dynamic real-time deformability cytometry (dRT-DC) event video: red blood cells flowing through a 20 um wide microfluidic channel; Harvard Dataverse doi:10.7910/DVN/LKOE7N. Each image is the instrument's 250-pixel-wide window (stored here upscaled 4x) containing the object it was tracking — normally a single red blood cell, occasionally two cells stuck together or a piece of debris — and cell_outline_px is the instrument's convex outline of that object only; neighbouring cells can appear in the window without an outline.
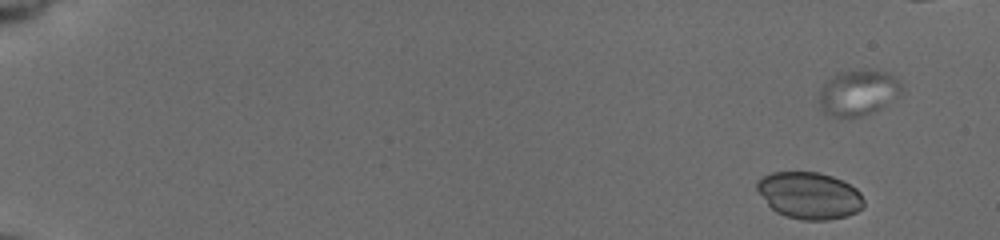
{"species": "common noctule bat (a hibernating species)", "species_latin": "Nyctalus noctula", "temperature_condition": "cold", "stored_images_in_passage": 52, "camera_frame_rate_fps": 3000, "um_per_image_px": 0.085, "animal": {"sex": "female", "body_mass_g": 19.5, "forearm_length_mm": 54.1}, "frame": {"image": 1, "passage_image": 5, "time_ms": 1.333, "image_size_px": [1000, 240], "cell_outline_px": [[864, 204], [856, 212], [844, 216], [828, 220], [804, 220], [784, 216], [776, 212], [768, 204], [756, 188], [756, 184], [764, 176], [772, 172], [816, 172], [832, 176], [856, 188], [860, 192], [864, 200]], "centroid_in_image_um": [68.8, 16.62], "position_along_channel_um": 16.2, "area_um2": 28.84}}
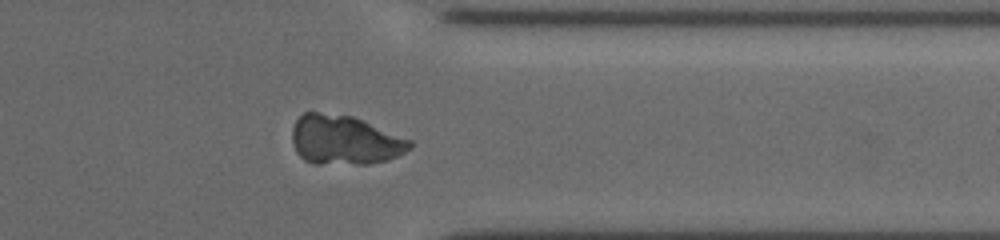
{"frame": {"image": 2, "passage_image": 47, "time_ms": 15.333, "image_size_px": [1000, 240], "cell_outline_px": [[412, 144], [404, 152], [388, 160], [368, 164], [312, 164], [304, 160], [296, 152], [292, 140], [292, 128], [296, 120], [304, 112], [316, 112], [352, 116], [412, 140]], "centroid_in_image_um": [29.26, 11.92], "position_along_channel_um": 382.1, "area_um2": 33.81}}